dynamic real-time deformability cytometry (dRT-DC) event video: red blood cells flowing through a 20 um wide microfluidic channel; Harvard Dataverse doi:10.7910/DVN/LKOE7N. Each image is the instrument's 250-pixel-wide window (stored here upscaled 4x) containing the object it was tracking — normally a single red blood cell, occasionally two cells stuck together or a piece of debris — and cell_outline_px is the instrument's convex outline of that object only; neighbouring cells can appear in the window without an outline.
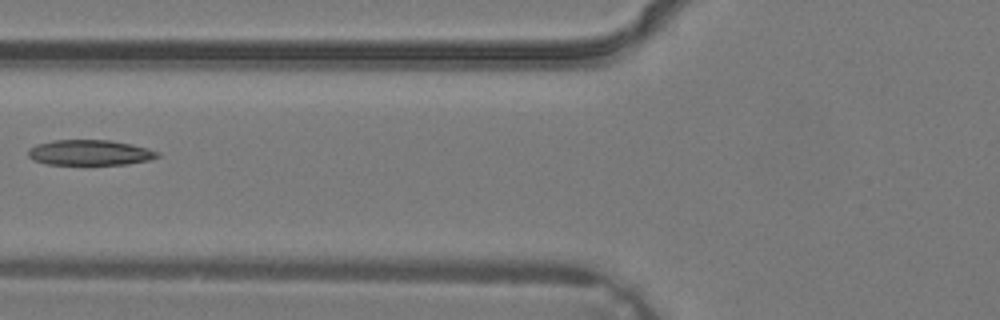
{"species": "common noctule bat (a hibernating species)", "species_latin": "Nyctalus noctula", "temperature_condition": "warm", "stored_images_in_passage": 4, "camera_frame_rate_fps": 3000, "um_per_image_px": 0.085, "animal": {"sex": "male", "body_mass_g": 19.2, "forearm_length_mm": 51.8}, "frame": {"image": 1, "passage_image": 4, "time_ms": 1.0, "image_size_px": [1000, 320], "cell_outline_px": [[160, 156], [148, 160], [128, 164], [48, 164], [32, 160], [28, 156], [28, 148], [36, 144], [52, 140], [108, 140], [132, 144], [148, 148], [160, 152]], "centroid_in_image_um": [7.62, 12.96], "position_along_channel_um": 118.2, "area_um2": 19.19}}